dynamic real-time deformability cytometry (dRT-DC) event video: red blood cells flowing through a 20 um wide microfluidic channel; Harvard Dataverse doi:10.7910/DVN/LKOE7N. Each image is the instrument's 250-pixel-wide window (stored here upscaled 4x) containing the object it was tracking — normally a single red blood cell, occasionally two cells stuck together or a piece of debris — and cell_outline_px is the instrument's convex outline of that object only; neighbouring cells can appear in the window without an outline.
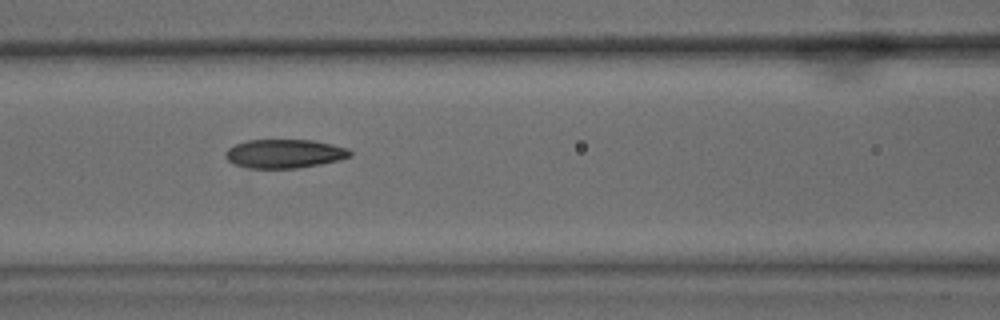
{"species": "common noctule bat (a hibernating species)", "species_latin": "Nyctalus noctula", "temperature_condition": "warm", "stored_images_in_passage": 50, "camera_frame_rate_fps": 3000, "um_per_image_px": 0.085, "animal": {"sex": "male", "body_mass_g": 15.6}, "frame": {"image": 1, "passage_image": 20, "time_ms": 6.333, "image_size_px": [1000, 320], "cell_outline_px": [[352, 156], [340, 160], [320, 164], [296, 168], [248, 168], [232, 164], [224, 156], [228, 148], [236, 144], [248, 140], [312, 140], [332, 144], [348, 148], [352, 152]], "centroid_in_image_um": [24.19, 13.06], "position_along_channel_um": 142.4, "area_um2": 20.98}}
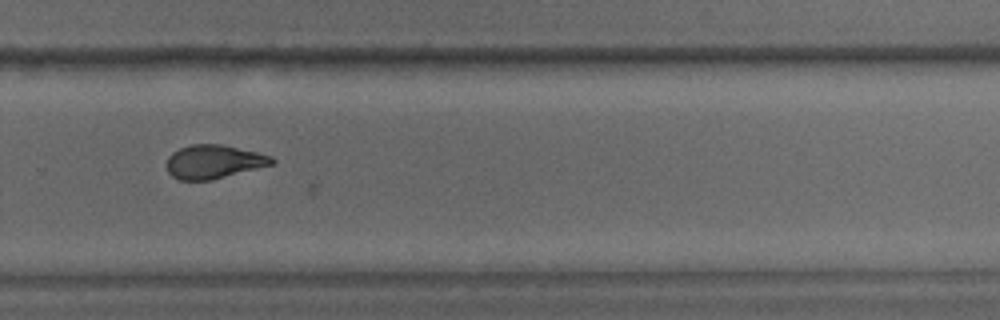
{"frame": {"image": 2, "passage_image": 33, "time_ms": 10.667, "image_size_px": [1000, 320], "cell_outline_px": [[276, 160], [272, 164], [212, 180], [180, 180], [172, 176], [168, 172], [168, 156], [172, 152], [180, 148], [192, 144], [220, 144], [256, 152], [272, 156]], "centroid_in_image_um": [18.15, 13.75], "position_along_channel_um": 311.6, "area_um2": 20.4}}
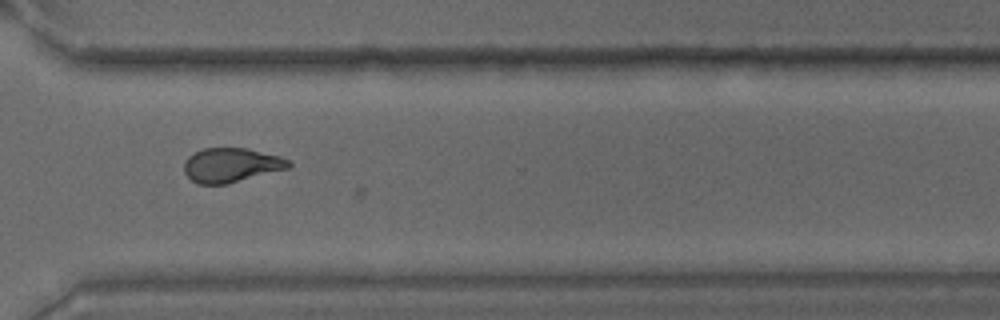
{"frame": {"image": 3, "passage_image": 36, "time_ms": 11.667, "image_size_px": [1000, 320], "cell_outline_px": [[292, 164], [288, 168], [228, 184], [196, 184], [184, 172], [184, 160], [188, 156], [204, 148], [248, 148], [280, 156], [292, 160]], "centroid_in_image_um": [19.66, 14.03], "position_along_channel_um": 350.9, "area_um2": 21.04}}